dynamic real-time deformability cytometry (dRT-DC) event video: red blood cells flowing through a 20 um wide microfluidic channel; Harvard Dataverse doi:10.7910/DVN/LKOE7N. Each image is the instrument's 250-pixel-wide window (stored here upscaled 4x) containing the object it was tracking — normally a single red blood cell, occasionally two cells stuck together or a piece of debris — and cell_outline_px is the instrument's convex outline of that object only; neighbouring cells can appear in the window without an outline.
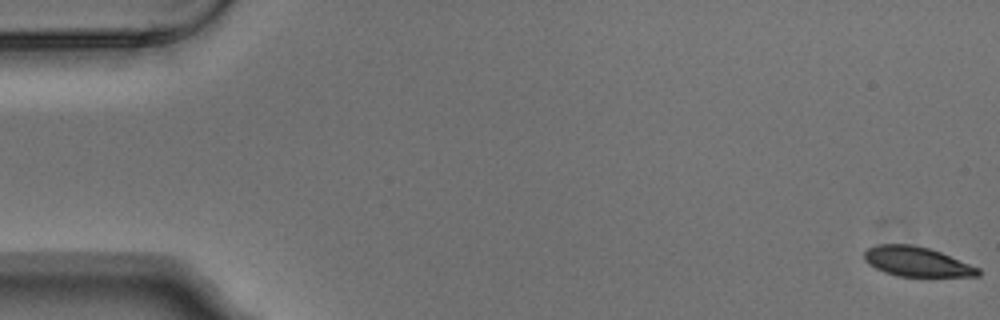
{"species": "Egyptian fruit bat (a non-hibernating species)", "species_latin": "Rousettus aegyptiacus", "temperature_condition": "warm", "stored_images_in_passage": 5, "segment_of_instrument_passage": [2, 2], "camera_frame_rate_fps": 3000, "um_per_image_px": 0.085, "animal": {"sex": "male"}, "frame": {"image": 1, "passage_image": 5, "time_ms": 1.333, "image_size_px": [1000, 320], "cell_outline_px": [[980, 276], [896, 276], [884, 272], [868, 264], [864, 260], [864, 252], [868, 248], [876, 244], [912, 244], [928, 248], [940, 252], [980, 268]], "centroid_in_image_um": [77.9, 22.23], "position_along_channel_um": 7.1, "area_um2": 19.65}}